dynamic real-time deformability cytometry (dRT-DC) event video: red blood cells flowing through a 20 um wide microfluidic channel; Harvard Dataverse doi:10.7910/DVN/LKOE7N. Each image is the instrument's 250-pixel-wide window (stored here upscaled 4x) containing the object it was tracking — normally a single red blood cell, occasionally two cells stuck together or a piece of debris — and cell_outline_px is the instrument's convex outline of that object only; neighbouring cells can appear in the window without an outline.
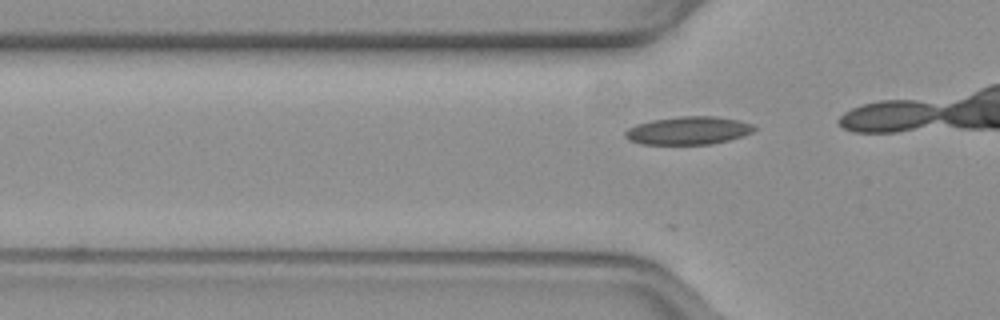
{"species": "common noctule bat (a hibernating species)", "species_latin": "Nyctalus noctula", "temperature_condition": "warm", "stored_images_in_passage": 5, "camera_frame_rate_fps": 3000, "um_per_image_px": 0.085, "animal": {"sex": "female", "body_mass_g": 19.3, "forearm_length_mm": 54.1}, "frame": {"image": 1, "passage_image": 2, "time_ms": 0.333, "image_size_px": [1000, 320], "cell_outline_px": [[756, 128], [752, 132], [728, 140], [712, 144], [640, 144], [628, 140], [624, 136], [624, 132], [628, 128], [636, 124], [652, 120], [680, 116], [716, 116], [740, 120], [752, 124]], "centroid_in_image_um": [58.48, 11.09], "position_along_channel_um": 67.3, "area_um2": 21.1}}